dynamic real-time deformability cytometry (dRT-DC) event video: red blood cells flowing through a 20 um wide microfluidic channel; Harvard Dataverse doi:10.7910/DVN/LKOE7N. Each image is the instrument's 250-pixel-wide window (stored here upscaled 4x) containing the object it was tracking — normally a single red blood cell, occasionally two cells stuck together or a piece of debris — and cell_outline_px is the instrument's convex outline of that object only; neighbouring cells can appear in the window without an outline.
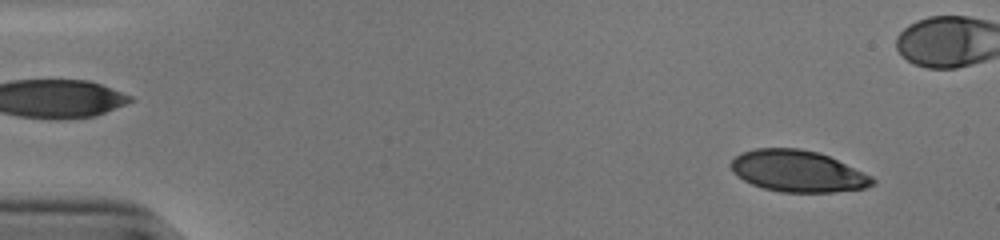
{"species": "human", "species_latin": "Homo sapiens", "temperature_condition": "cold", "stored_images_in_passage": 47, "camera_frame_rate_fps": 3000, "um_per_image_px": 0.085, "donor": {"sex": "male"}, "frame": {"image": 1, "passage_image": 4, "time_ms": 1.0, "image_size_px": [1000, 240], "cell_outline_px": [[876, 184], [864, 188], [832, 192], [780, 192], [764, 188], [752, 184], [744, 180], [732, 172], [728, 164], [740, 152], [756, 148], [800, 148], [820, 152], [872, 176], [876, 180]], "centroid_in_image_um": [67.79, 14.54], "position_along_channel_um": 17.2, "area_um2": 34.39}}
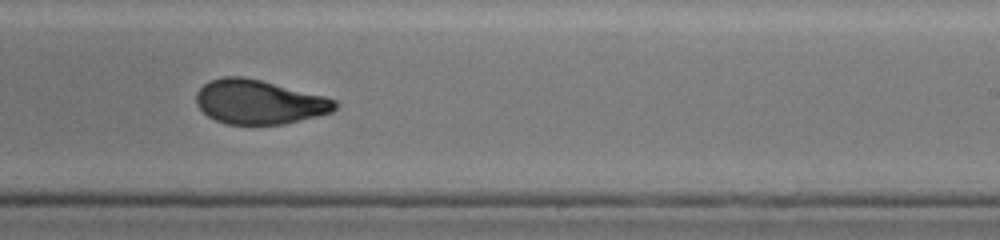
{"frame": {"image": 2, "passage_image": 33, "time_ms": 10.667, "image_size_px": [1000, 240], "cell_outline_px": [[340, 104], [332, 112], [284, 124], [228, 124], [216, 120], [208, 116], [196, 104], [196, 92], [204, 84], [212, 80], [224, 76], [240, 76], [260, 80], [324, 96], [336, 100]], "centroid_in_image_um": [22.02, 8.67], "position_along_channel_um": 267.0, "area_um2": 35.49}}
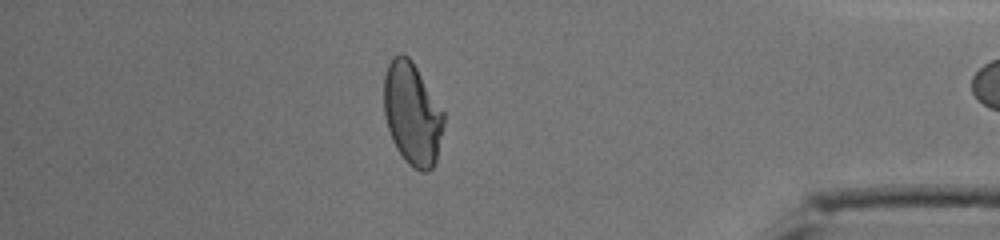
{"frame": {"image": 3, "passage_image": 46, "time_ms": 15.0, "image_size_px": [1000, 240], "cell_outline_px": [[444, 124], [436, 160], [432, 168], [428, 172], [420, 172], [412, 168], [404, 160], [396, 148], [392, 140], [384, 116], [384, 76], [388, 64], [392, 56], [400, 52], [404, 52], [412, 60], [444, 112]], "centroid_in_image_um": [35.03, 9.67], "position_along_channel_um": 400.2, "area_um2": 36.07}}